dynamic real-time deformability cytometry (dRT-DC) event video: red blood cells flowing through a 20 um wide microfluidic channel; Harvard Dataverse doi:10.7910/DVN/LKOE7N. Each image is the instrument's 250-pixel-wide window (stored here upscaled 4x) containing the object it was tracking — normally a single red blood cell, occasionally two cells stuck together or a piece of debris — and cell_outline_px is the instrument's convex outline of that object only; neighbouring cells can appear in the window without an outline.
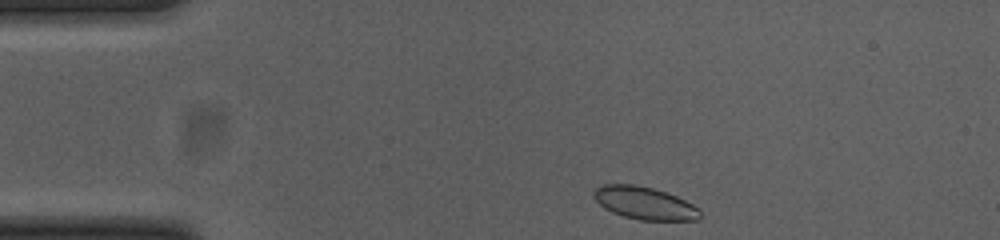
{"species": "common noctule bat (a hibernating species)", "species_latin": "Nyctalus noctula", "temperature_condition": "cold", "stored_images_in_passage": 42, "camera_frame_rate_fps": 3000, "um_per_image_px": 0.085, "animal": {"sex": "female", "body_mass_g": 23.0, "forearm_length_mm": 53.4}, "frame": {"image": 1, "passage_image": 1, "time_ms": 0.0, "image_size_px": [1000, 240], "cell_outline_px": [[700, 220], [640, 220], [624, 216], [612, 212], [604, 208], [592, 196], [596, 188], [600, 184], [636, 184], [652, 188], [676, 196], [700, 208]], "centroid_in_image_um": [54.78, 17.26], "position_along_channel_um": 30.2, "area_um2": 20.17}}
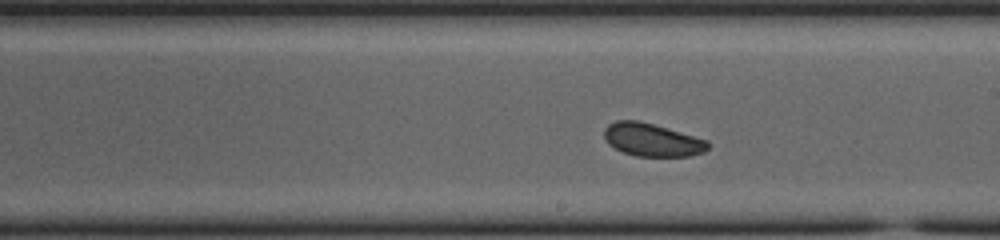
{"frame": {"image": 2, "passage_image": 22, "time_ms": 7.0, "image_size_px": [1000, 240], "cell_outline_px": [[708, 148], [704, 152], [688, 156], [636, 156], [624, 152], [608, 144], [604, 136], [604, 128], [608, 124], [616, 120], [640, 120], [708, 140]], "centroid_in_image_um": [55.41, 11.87], "position_along_channel_um": 233.6, "area_um2": 19.88}}
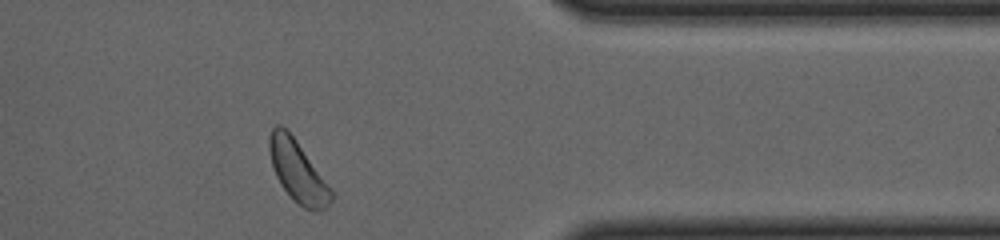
{"frame": {"image": 3, "passage_image": 36, "time_ms": 11.667, "image_size_px": [1000, 240], "cell_outline_px": [[332, 200], [324, 208], [316, 212], [312, 212], [304, 208], [280, 184], [276, 176], [272, 164], [268, 148], [268, 136], [272, 128], [276, 124], [280, 124], [296, 140], [332, 192]], "centroid_in_image_um": [25.25, 14.54], "position_along_channel_um": 386.1, "area_um2": 21.33}}